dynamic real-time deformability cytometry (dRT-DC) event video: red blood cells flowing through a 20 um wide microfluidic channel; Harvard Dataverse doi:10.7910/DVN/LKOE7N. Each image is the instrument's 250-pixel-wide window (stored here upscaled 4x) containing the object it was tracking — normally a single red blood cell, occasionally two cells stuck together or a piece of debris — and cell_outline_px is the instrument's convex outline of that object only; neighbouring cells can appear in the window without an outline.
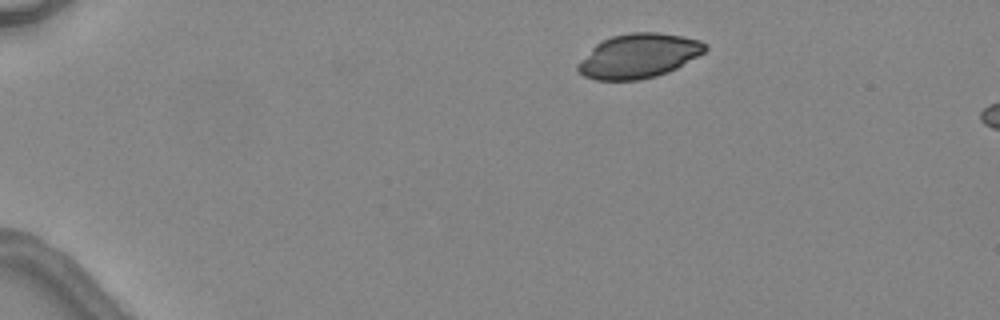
{"species": "common noctule bat (a hibernating species)", "species_latin": "Nyctalus noctula", "temperature_condition": "warm", "stored_images_in_passage": 2, "camera_frame_rate_fps": 3000, "um_per_image_px": 0.085, "animal": {"sex": "female", "body_mass_g": 24.6, "forearm_length_mm": 56.2}, "frame": {"image": 1, "passage_image": 1, "time_ms": 0.0, "image_size_px": [1000, 320], "cell_outline_px": [[708, 48], [704, 52], [676, 68], [668, 72], [656, 76], [640, 80], [596, 80], [584, 76], [576, 68], [576, 64], [596, 44], [612, 36], [632, 32], [660, 32], [700, 40], [708, 44]], "centroid_in_image_um": [54.28, 4.75], "position_along_channel_um": 30.7, "area_um2": 32.77}}